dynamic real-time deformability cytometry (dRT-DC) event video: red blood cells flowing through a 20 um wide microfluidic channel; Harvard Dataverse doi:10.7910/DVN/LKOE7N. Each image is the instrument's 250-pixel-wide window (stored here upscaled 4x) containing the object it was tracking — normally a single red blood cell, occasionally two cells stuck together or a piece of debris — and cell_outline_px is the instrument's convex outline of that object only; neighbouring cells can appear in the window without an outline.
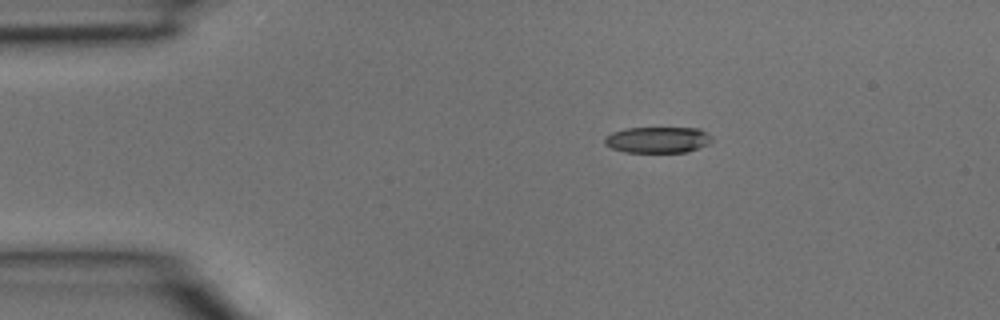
{"species": "common noctule bat (a hibernating species)", "species_latin": "Nyctalus noctula", "temperature_condition": "room temperature", "stored_images_in_passage": 33, "camera_frame_rate_fps": 3000, "um_per_image_px": 0.085, "animal": {"sex": "male", "body_mass_g": 15.6}, "frame": {"image": 1, "passage_image": 1, "time_ms": 0.0, "image_size_px": [1000, 320], "cell_outline_px": [[712, 140], [708, 144], [700, 148], [688, 152], [624, 152], [612, 148], [604, 144], [604, 136], [612, 132], [624, 128], [700, 128], [708, 132], [712, 136]], "centroid_in_image_um": [55.92, 11.88], "position_along_channel_um": 29.1, "area_um2": 16.59}}
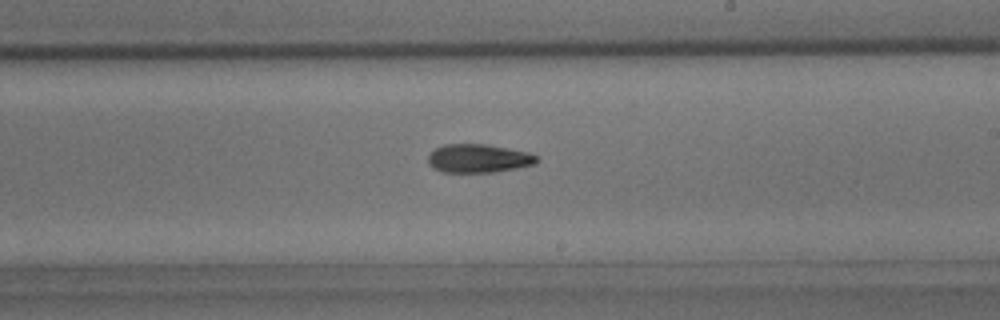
{"frame": {"image": 2, "passage_image": 17, "time_ms": 5.333, "image_size_px": [1000, 320], "cell_outline_px": [[540, 160], [536, 164], [516, 168], [492, 172], [440, 172], [432, 168], [428, 164], [428, 156], [436, 148], [444, 144], [484, 144], [528, 152], [536, 156]], "centroid_in_image_um": [40.65, 13.47], "position_along_channel_um": 248.3, "area_um2": 18.03}}
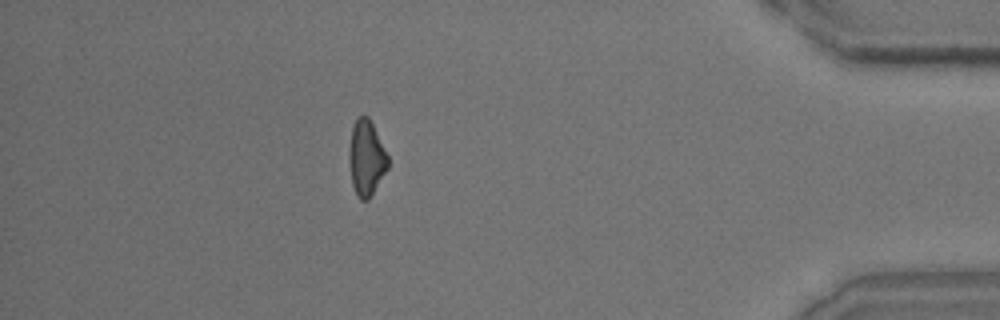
{"frame": {"image": 3, "passage_image": 29, "time_ms": 9.333, "image_size_px": [1000, 320], "cell_outline_px": [[388, 168], [368, 200], [360, 200], [356, 196], [352, 184], [348, 156], [348, 152], [352, 128], [356, 120], [360, 116], [368, 116], [388, 156]], "centroid_in_image_um": [31.12, 13.46], "position_along_channel_um": 404.1, "area_um2": 16.88}}